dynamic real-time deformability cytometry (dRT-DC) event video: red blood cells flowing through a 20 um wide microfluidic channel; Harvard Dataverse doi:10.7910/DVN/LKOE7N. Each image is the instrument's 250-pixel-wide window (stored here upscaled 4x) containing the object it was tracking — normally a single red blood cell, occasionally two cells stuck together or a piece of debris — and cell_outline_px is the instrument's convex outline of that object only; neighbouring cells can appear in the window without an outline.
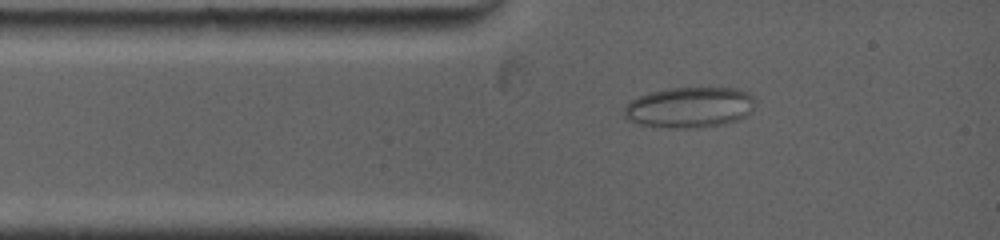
{"species": "common noctule bat (a hibernating species)", "species_latin": "Nyctalus noctula", "temperature_condition": "warm", "stored_images_in_passage": 3, "camera_frame_rate_fps": 5000, "um_per_image_px": 0.085, "animal": {"sex": "female", "body_mass_g": 19.0, "forearm_length_mm": 53.3}, "frame": {"image": 1, "passage_image": 2, "time_ms": 1.0, "image_size_px": [1000, 240], "cell_outline_px": [[756, 100], [752, 112], [748, 116], [724, 124], [696, 128], [668, 128], [640, 124], [628, 120], [624, 116], [624, 108], [632, 100], [648, 92], [668, 88], [736, 88], [748, 92]], "centroid_in_image_um": [58.65, 9.13], "position_along_channel_um": 26.4, "area_um2": 31.33}}